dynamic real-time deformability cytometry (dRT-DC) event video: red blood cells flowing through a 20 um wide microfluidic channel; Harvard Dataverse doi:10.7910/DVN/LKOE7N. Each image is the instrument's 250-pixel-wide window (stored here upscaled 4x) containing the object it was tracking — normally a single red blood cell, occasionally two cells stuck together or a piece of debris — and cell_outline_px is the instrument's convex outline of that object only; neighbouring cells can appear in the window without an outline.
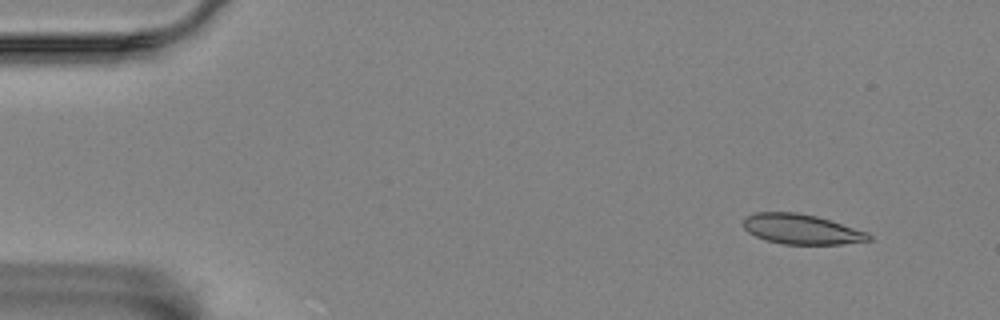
{"species": "Egyptian fruit bat (a non-hibernating species)", "species_latin": "Rousettus aegyptiacus", "temperature_condition": "room temperature", "stored_images_in_passage": 9, "camera_frame_rate_fps": 3000, "um_per_image_px": 0.085, "animal": {"sex": "female"}, "frame": {"image": 1, "passage_image": 1, "time_ms": 0.0, "image_size_px": [1000, 320], "cell_outline_px": [[872, 240], [840, 244], [784, 244], [768, 240], [756, 236], [748, 232], [740, 224], [744, 216], [756, 212], [796, 212], [816, 216], [868, 232], [872, 236]], "centroid_in_image_um": [68.08, 19.47], "position_along_channel_um": 16.9, "area_um2": 21.96}}